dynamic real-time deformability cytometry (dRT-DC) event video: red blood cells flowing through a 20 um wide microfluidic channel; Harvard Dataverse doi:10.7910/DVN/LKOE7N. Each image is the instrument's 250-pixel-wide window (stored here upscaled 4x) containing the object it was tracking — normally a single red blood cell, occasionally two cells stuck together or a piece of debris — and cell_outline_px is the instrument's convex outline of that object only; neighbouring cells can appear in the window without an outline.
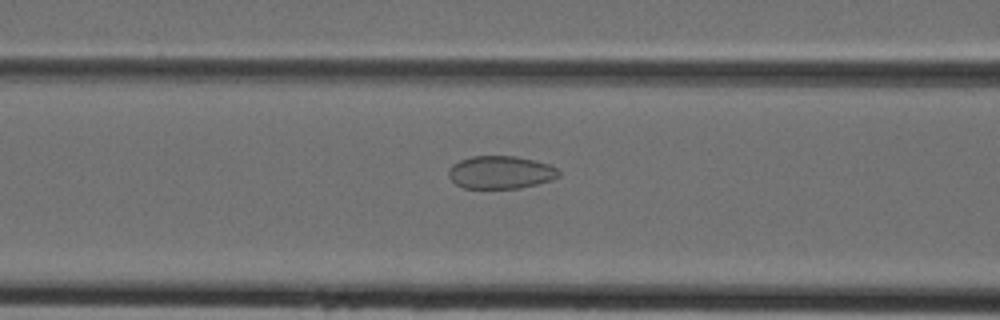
{"species": "Egyptian fruit bat (a non-hibernating species)", "species_latin": "Rousettus aegyptiacus", "temperature_condition": "cold", "stored_images_in_passage": 44, "camera_frame_rate_fps": 3000, "um_per_image_px": 0.085, "animal": {"sex": "female"}, "frame": {"image": 1, "passage_image": 18, "time_ms": 5.667, "image_size_px": [1000, 320], "cell_outline_px": [[560, 176], [552, 180], [520, 188], [464, 188], [456, 184], [448, 176], [448, 172], [452, 164], [460, 160], [472, 156], [516, 156], [548, 164], [556, 168], [560, 172]], "centroid_in_image_um": [42.54, 14.65], "position_along_channel_um": 124.1, "area_um2": 21.04}}
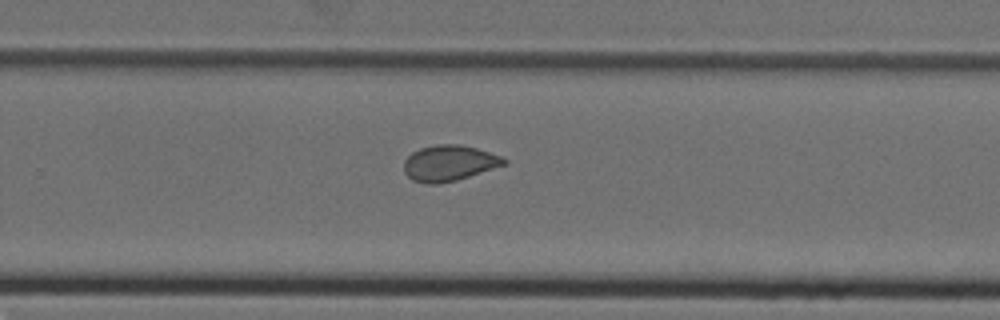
{"frame": {"image": 2, "passage_image": 29, "time_ms": 9.333, "image_size_px": [1000, 320], "cell_outline_px": [[508, 164], [456, 180], [440, 184], [428, 184], [412, 180], [404, 172], [404, 160], [412, 152], [420, 148], [436, 144], [460, 144], [476, 148], [500, 156], [508, 160]], "centroid_in_image_um": [38.17, 13.86], "position_along_channel_um": 291.6, "area_um2": 20.92}}
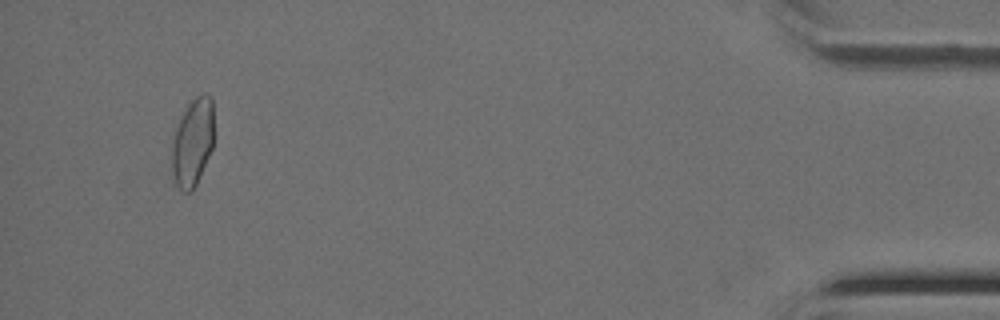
{"frame": {"image": 3, "passage_image": 42, "time_ms": 13.667, "image_size_px": [1000, 320], "cell_outline_px": [[212, 148], [200, 176], [192, 192], [184, 192], [176, 184], [172, 176], [168, 156], [172, 140], [176, 128], [188, 104], [196, 96], [204, 92], [208, 92], [212, 96]], "centroid_in_image_um": [16.32, 12.13], "position_along_channel_um": 418.9, "area_um2": 21.85}}